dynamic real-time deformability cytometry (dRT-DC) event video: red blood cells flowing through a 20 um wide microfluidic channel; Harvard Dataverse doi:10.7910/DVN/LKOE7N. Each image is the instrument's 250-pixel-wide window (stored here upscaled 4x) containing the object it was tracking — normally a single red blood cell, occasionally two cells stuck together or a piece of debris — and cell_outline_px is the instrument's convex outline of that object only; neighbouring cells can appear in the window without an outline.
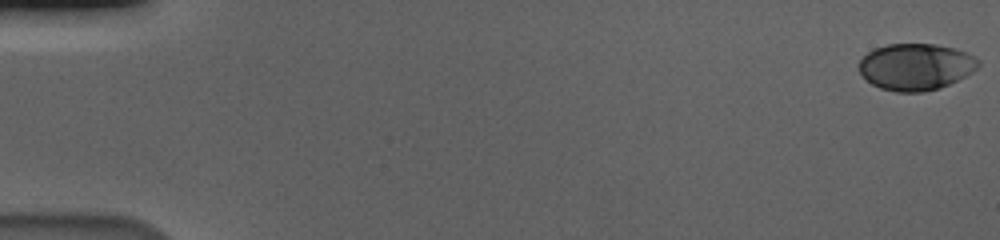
{"species": "human", "species_latin": "Homo sapiens", "temperature_condition": "cold", "stored_images_in_passage": 59, "camera_frame_rate_fps": 3000, "um_per_image_px": 0.085, "donor": {"sex": "male"}, "frame": {"image": 1, "passage_image": 1, "time_ms": 0.0, "image_size_px": [1000, 240], "cell_outline_px": [[980, 64], [972, 72], [940, 88], [924, 92], [896, 92], [880, 88], [872, 84], [860, 72], [860, 60], [868, 52], [876, 48], [888, 44], [936, 44], [952, 48], [964, 52], [980, 60]], "centroid_in_image_um": [77.83, 5.68], "position_along_channel_um": 7.2, "area_um2": 32.08}}
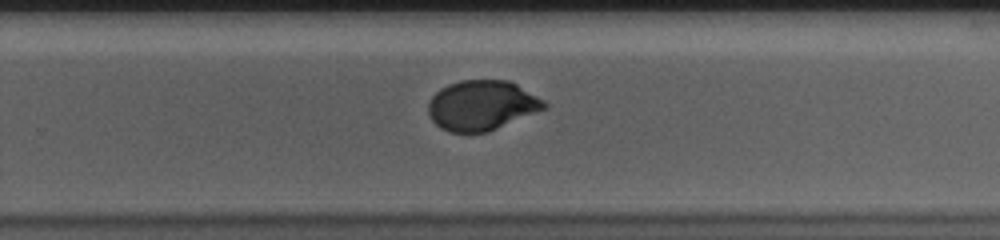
{"frame": {"image": 2, "passage_image": 39, "time_ms": 12.667, "image_size_px": [1000, 240], "cell_outline_px": [[548, 108], [488, 132], [448, 132], [440, 128], [432, 120], [428, 112], [428, 104], [432, 96], [440, 88], [448, 84], [460, 80], [508, 80], [516, 84], [544, 100], [548, 104]], "centroid_in_image_um": [40.95, 8.96], "position_along_channel_um": 288.8, "area_um2": 33.87}}
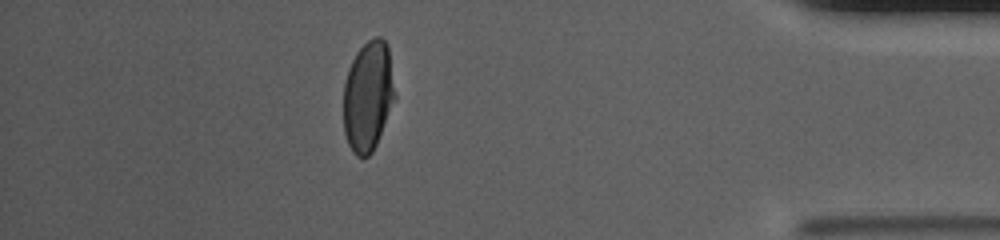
{"frame": {"image": 3, "passage_image": 52, "time_ms": 17.0, "image_size_px": [1000, 240], "cell_outline_px": [[396, 100], [376, 144], [372, 152], [368, 156], [356, 156], [352, 152], [348, 144], [344, 132], [344, 80], [348, 68], [356, 52], [368, 40], [376, 36], [380, 36], [388, 44], [396, 96]], "centroid_in_image_um": [31.3, 8.15], "position_along_channel_um": 403.9, "area_um2": 33.41}, "authors_computed_cell_mechanics": {"area_um2": 33.6396, "velocity_mm_per_s": 3.5793, "shape_relaxation_time_tau1_ms": 3.7866, "shape_relaxation_time_tau2_ms": null, "deformation_change_tau1": 0.1436, "deformation_change_tau2": null}}